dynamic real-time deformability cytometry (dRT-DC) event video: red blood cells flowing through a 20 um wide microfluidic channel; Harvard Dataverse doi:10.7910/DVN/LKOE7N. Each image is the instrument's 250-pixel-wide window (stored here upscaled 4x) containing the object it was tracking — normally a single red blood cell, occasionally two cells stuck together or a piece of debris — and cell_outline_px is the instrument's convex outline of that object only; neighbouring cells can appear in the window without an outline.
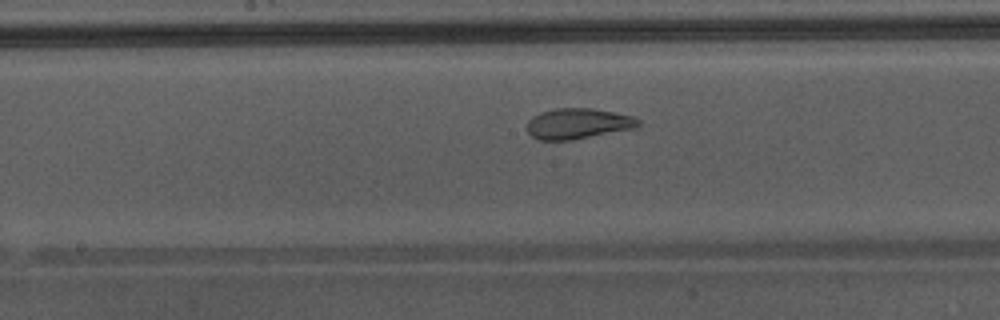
{"species": "Egyptian fruit bat (a non-hibernating species)", "species_latin": "Rousettus aegyptiacus", "temperature_condition": "warm", "stored_images_in_passage": 44, "camera_frame_rate_fps": 3000, "um_per_image_px": 0.085, "animal": {"sex": "male"}, "frame": {"image": 1, "passage_image": 26, "time_ms": 8.333, "image_size_px": [1000, 320], "cell_outline_px": [[640, 128], [572, 140], [540, 140], [532, 136], [528, 132], [528, 120], [532, 116], [540, 112], [556, 108], [592, 108], [632, 116], [640, 120]], "centroid_in_image_um": [49.17, 10.51], "position_along_channel_um": 199.0, "area_um2": 20.06}, "authors_computed_cell_mechanics": {"area_um2": 24.565, "velocity_mm_per_s": 4.3367, "shape_relaxation_time_tau1_ms": 5.007, "shape_relaxation_time_tau2_ms": 0.8343, "deformation_change_tau1": 0.1645, "deformation_change_tau2": 0.0859}}